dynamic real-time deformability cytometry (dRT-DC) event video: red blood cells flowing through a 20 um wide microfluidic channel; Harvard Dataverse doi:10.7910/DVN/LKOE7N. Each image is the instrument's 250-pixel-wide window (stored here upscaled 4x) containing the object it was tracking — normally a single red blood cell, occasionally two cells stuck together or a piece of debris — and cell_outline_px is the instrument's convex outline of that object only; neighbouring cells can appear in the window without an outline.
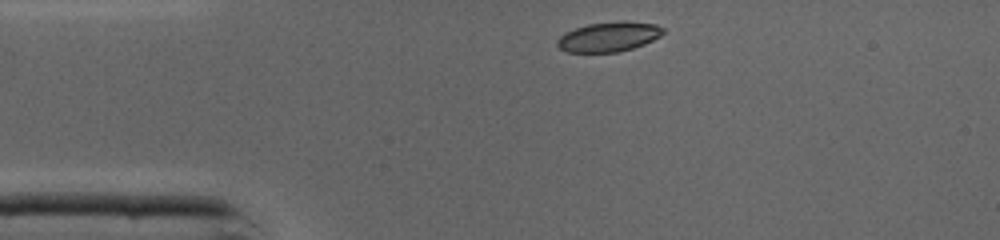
{"species": "common noctule bat (a hibernating species)", "species_latin": "Nyctalus noctula", "temperature_condition": "cold", "stored_images_in_passage": 31, "camera_frame_rate_fps": 3000, "um_per_image_px": 0.085, "animal": {"sex": "male", "body_mass_g": 19.0, "forearm_length_mm": 50.8}, "frame": {"image": 1, "passage_image": 1, "time_ms": 0.0, "image_size_px": [1000, 240], "cell_outline_px": [[664, 32], [660, 36], [644, 44], [632, 48], [616, 52], [568, 52], [560, 48], [556, 44], [556, 40], [564, 32], [588, 24], [620, 20], [656, 24], [664, 28]], "centroid_in_image_um": [51.74, 3.11], "position_along_channel_um": 33.3, "area_um2": 18.38}}
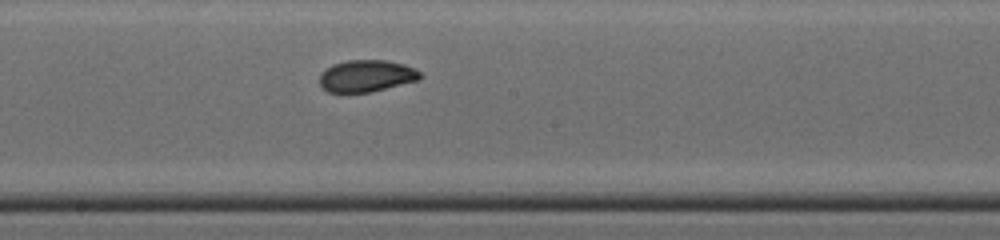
{"frame": {"image": 2, "passage_image": 16, "time_ms": 5.0, "image_size_px": [1000, 240], "cell_outline_px": [[424, 76], [420, 80], [368, 92], [328, 92], [320, 84], [320, 76], [332, 64], [348, 60], [384, 60], [404, 64], [416, 68]], "centroid_in_image_um": [31.21, 6.44], "position_along_channel_um": 217.0, "area_um2": 18.55}}
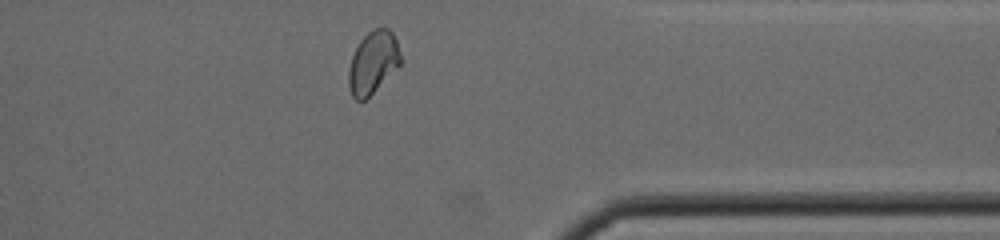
{"frame": {"image": 3, "passage_image": 28, "time_ms": 9.0, "image_size_px": [1000, 240], "cell_outline_px": [[400, 64], [364, 100], [356, 100], [352, 96], [348, 88], [348, 68], [352, 56], [360, 40], [372, 28], [388, 28], [392, 32], [396, 40], [400, 52]], "centroid_in_image_um": [31.67, 5.29], "position_along_channel_um": 379.7, "area_um2": 18.61}, "authors_computed_cell_mechanics": {"area_um2": 19.074, "velocity_mm_per_s": 4.3555, "shape_relaxation_time_tau1_ms": 3.6452, "shape_relaxation_time_tau2_ms": 1.4229, "deformation_change_tau1": 0.1275, "deformation_change_tau2": 0.0472}}